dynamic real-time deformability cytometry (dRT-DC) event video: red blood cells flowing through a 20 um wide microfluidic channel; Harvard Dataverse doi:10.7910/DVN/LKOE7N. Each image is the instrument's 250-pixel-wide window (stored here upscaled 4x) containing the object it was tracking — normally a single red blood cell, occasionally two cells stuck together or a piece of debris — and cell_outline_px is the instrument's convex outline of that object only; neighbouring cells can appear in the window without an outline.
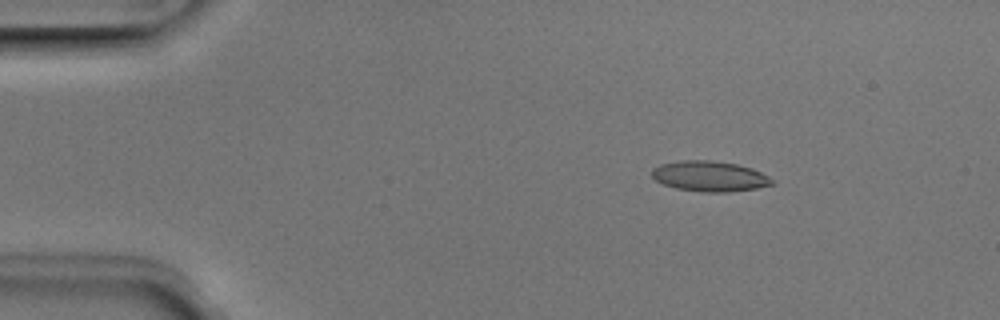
{"species": "Egyptian fruit bat (a non-hibernating species)", "species_latin": "Rousettus aegyptiacus", "temperature_condition": "room temperature", "stored_images_in_passage": 5, "camera_frame_rate_fps": 3000, "um_per_image_px": 0.085, "animal": {"sex": "male"}, "frame": {"image": 1, "passage_image": 3, "time_ms": 0.667, "image_size_px": [1000, 320], "cell_outline_px": [[776, 184], [756, 188], [728, 192], [704, 192], [676, 188], [664, 184], [656, 180], [652, 176], [652, 168], [660, 164], [680, 160], [712, 160], [736, 164], [752, 168], [776, 180]], "centroid_in_image_um": [60.35, 14.98], "position_along_channel_um": 24.7, "area_um2": 21.39}}